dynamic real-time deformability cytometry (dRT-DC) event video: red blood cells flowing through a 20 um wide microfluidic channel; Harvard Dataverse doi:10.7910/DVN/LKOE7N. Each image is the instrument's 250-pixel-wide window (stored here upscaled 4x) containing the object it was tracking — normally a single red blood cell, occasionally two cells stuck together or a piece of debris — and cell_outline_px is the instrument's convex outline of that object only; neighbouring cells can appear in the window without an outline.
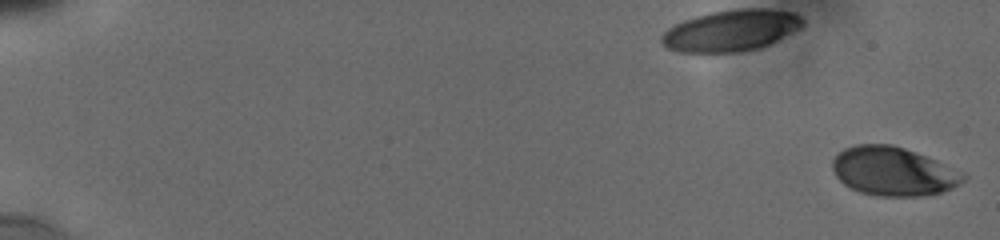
{"species": "human", "species_latin": "Homo sapiens", "temperature_condition": "cold", "stored_images_in_passage": 53, "camera_frame_rate_fps": 3000, "um_per_image_px": 0.085, "donor": {"sex": "male"}, "frame": {"image": 1, "passage_image": 1, "time_ms": 0.0, "image_size_px": [1000, 240], "cell_outline_px": [[968, 176], [964, 180], [952, 188], [940, 192], [924, 196], [880, 196], [860, 192], [844, 184], [836, 176], [832, 168], [832, 160], [844, 148], [856, 144], [892, 144], [904, 148], [936, 160], [964, 172]], "centroid_in_image_um": [75.94, 14.56], "position_along_channel_um": 9.1, "area_um2": 37.11}}
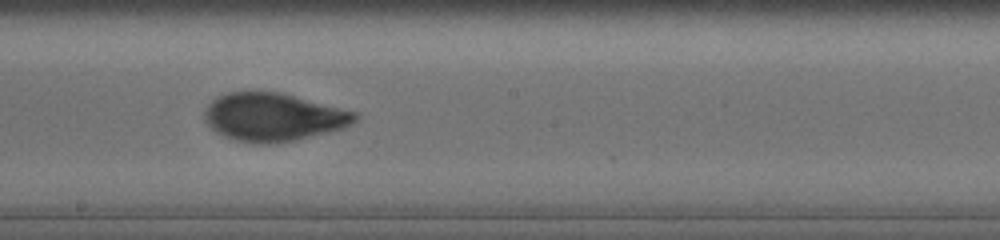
{"frame": {"image": 2, "passage_image": 31, "time_ms": 11.0, "image_size_px": [1000, 240], "cell_outline_px": [[356, 120], [352, 124], [344, 128], [296, 140], [276, 144], [256, 144], [236, 140], [224, 136], [216, 132], [208, 124], [204, 116], [204, 112], [208, 104], [212, 100], [228, 92], [280, 92], [356, 112]], "centroid_in_image_um": [23.22, 9.97], "position_along_channel_um": 225.0, "area_um2": 41.96}}
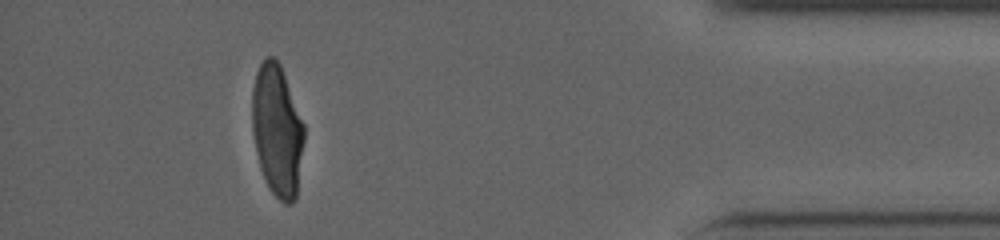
{"frame": {"image": 3, "passage_image": 47, "time_ms": 17.0, "image_size_px": [1000, 240], "cell_outline_px": [[304, 140], [296, 196], [292, 204], [284, 204], [272, 192], [260, 168], [256, 152], [252, 132], [252, 88], [256, 72], [264, 56], [272, 56], [280, 64], [304, 124]], "centroid_in_image_um": [23.54, 11.06], "position_along_channel_um": 411.7, "area_um2": 39.77}, "authors_computed_cell_mechanics": {"area_um2": 40.3444, "velocity_mm_per_s": 3.8299, "shape_relaxation_time_tau1_ms": 4.9238, "shape_relaxation_time_tau2_ms": 0.64, "deformation_change_tau1": 0.1795, "deformation_change_tau2": 0.0556}}